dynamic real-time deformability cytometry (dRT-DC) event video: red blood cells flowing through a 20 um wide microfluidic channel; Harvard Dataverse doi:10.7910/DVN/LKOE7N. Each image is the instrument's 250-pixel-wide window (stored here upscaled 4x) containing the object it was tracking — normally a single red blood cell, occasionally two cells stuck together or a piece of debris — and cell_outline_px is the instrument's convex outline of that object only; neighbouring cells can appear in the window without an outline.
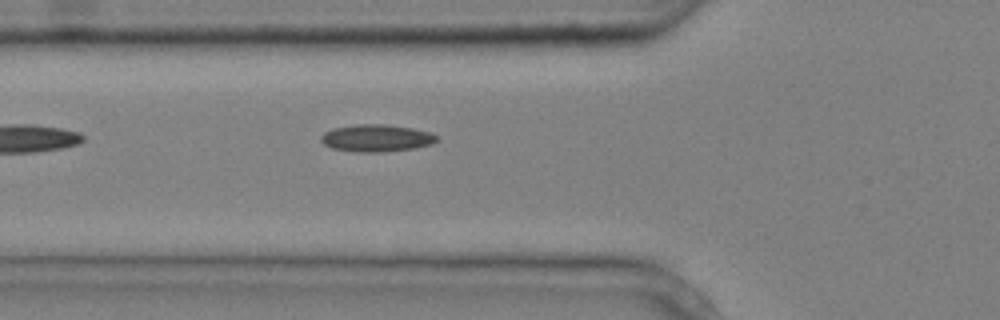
{"species": "common noctule bat (a hibernating species)", "species_latin": "Nyctalus noctula", "temperature_condition": "cold", "stored_images_in_passage": 6, "segment_of_instrument_passage": [2, 2], "camera_frame_rate_fps": 3000, "um_per_image_px": 0.085, "animal": {"sex": "male", "body_mass_g": 20.4}, "frame": {"image": 1, "passage_image": 6, "time_ms": 1.667, "image_size_px": [1000, 320], "cell_outline_px": [[440, 140], [432, 144], [416, 148], [380, 152], [356, 152], [332, 148], [324, 144], [320, 140], [320, 136], [324, 132], [332, 128], [356, 124], [384, 124], [412, 128], [428, 132], [440, 136]], "centroid_in_image_um": [32.01, 11.74], "position_along_channel_um": 93.8, "area_um2": 18.55}}